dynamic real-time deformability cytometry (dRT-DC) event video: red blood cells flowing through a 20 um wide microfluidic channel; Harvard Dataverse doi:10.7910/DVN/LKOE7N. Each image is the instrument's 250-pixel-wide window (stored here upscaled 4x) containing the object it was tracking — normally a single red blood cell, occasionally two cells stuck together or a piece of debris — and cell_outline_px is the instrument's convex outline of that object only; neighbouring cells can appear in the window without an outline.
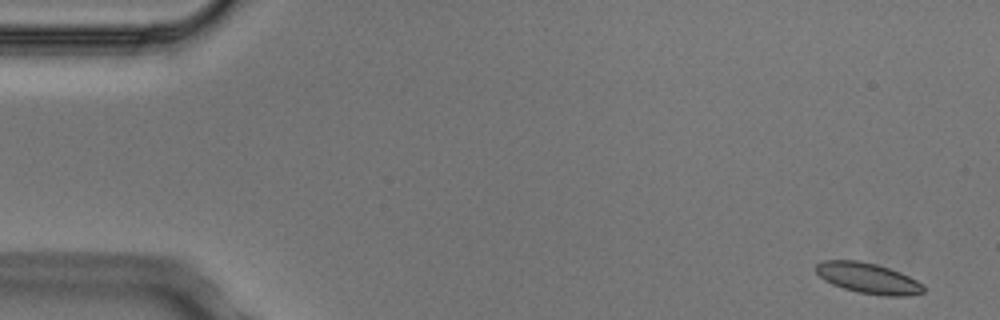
{"species": "Egyptian fruit bat (a non-hibernating species)", "species_latin": "Rousettus aegyptiacus", "temperature_condition": "cold", "stored_images_in_passage": 3, "camera_frame_rate_fps": 3000, "um_per_image_px": 0.085, "animal": {"sex": "male"}, "frame": {"image": 1, "passage_image": 1, "time_ms": 0.0, "image_size_px": [1000, 320], "cell_outline_px": [[924, 292], [908, 296], [884, 296], [860, 292], [844, 288], [832, 284], [824, 280], [812, 268], [816, 264], [824, 260], [860, 260], [876, 264], [900, 272], [924, 284]], "centroid_in_image_um": [73.77, 23.64], "position_along_channel_um": 11.2, "area_um2": 19.25}}